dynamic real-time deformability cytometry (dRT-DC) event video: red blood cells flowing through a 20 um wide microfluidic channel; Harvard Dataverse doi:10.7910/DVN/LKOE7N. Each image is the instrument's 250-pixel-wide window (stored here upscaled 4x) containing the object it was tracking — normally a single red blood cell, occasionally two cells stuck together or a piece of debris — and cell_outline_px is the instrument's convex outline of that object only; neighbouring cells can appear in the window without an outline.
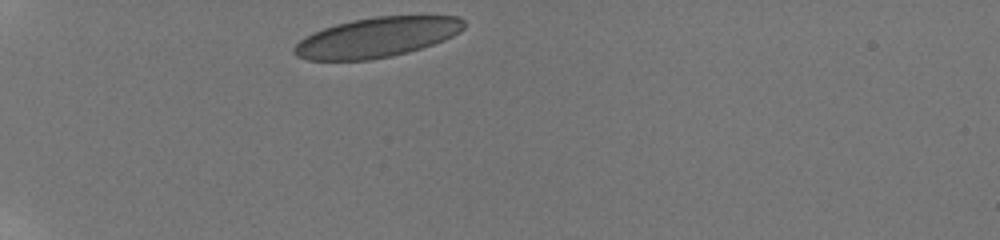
{"species": "human", "species_latin": "Homo sapiens", "temperature_condition": "room temperature", "stored_images_in_passage": 7, "camera_frame_rate_fps": 3000, "um_per_image_px": 0.085, "donor": {"sex": "male"}, "frame": {"image": 1, "passage_image": 1, "time_ms": 0.0, "image_size_px": [1000, 240], "cell_outline_px": [[464, 28], [460, 32], [444, 40], [408, 52], [392, 56], [368, 60], [308, 60], [296, 56], [292, 52], [292, 48], [304, 36], [312, 32], [336, 24], [352, 20], [376, 16], [456, 16], [464, 20]], "centroid_in_image_um": [31.99, 3.18], "position_along_channel_um": 53.0, "area_um2": 39.48}}
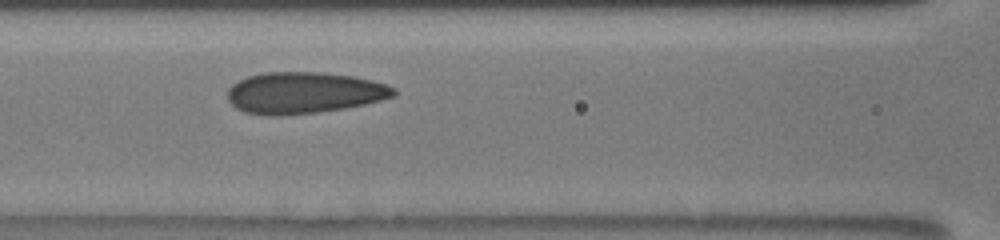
{"frame": {"image": 2, "passage_image": 6, "time_ms": 3.333, "image_size_px": [1000, 240], "cell_outline_px": [[396, 96], [364, 104], [344, 108], [316, 112], [280, 116], [264, 116], [244, 112], [236, 108], [228, 100], [228, 88], [232, 84], [248, 76], [264, 72], [320, 72], [352, 76], [372, 80], [388, 84], [396, 92]], "centroid_in_image_um": [25.81, 7.89], "position_along_channel_um": 140.8, "area_um2": 40.23}}
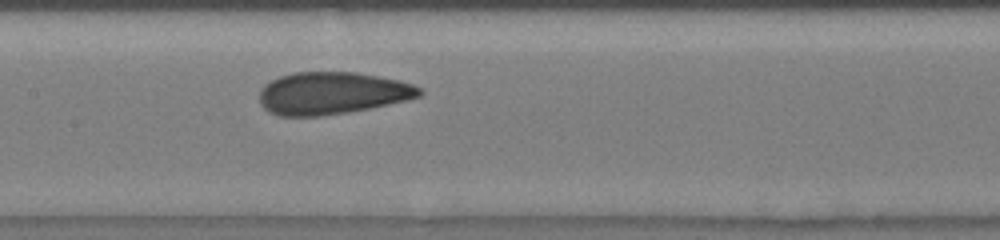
{"frame": {"image": 3, "passage_image": 7, "time_ms": 4.333, "image_size_px": [1000, 240], "cell_outline_px": [[424, 92], [420, 96], [408, 100], [368, 108], [320, 116], [280, 116], [268, 112], [260, 104], [260, 88], [264, 84], [280, 76], [292, 72], [356, 72], [400, 80], [412, 84], [420, 88]], "centroid_in_image_um": [28.21, 7.91], "position_along_channel_um": 179.2, "area_um2": 39.48}}